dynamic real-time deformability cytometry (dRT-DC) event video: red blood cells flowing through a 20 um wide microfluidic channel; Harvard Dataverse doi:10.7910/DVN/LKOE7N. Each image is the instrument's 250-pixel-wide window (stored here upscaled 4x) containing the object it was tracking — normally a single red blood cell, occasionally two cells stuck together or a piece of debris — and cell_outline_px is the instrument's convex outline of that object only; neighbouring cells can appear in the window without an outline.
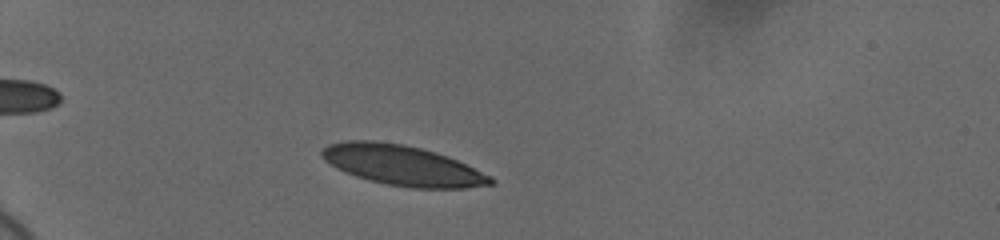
{"species": "human", "species_latin": "Homo sapiens", "temperature_condition": "cold", "stored_images_in_passage": 47, "camera_frame_rate_fps": 3000, "um_per_image_px": 0.085, "donor": {"sex": "female"}, "frame": {"image": 1, "passage_image": 7, "time_ms": 2.0, "image_size_px": [1000, 240], "cell_outline_px": [[496, 184], [464, 188], [412, 188], [388, 184], [368, 180], [344, 172], [336, 168], [324, 160], [320, 156], [320, 152], [328, 144], [344, 140], [372, 140], [404, 144], [436, 152], [448, 156], [492, 176], [496, 180]], "centroid_in_image_um": [34.21, 14.05], "position_along_channel_um": 50.8, "area_um2": 39.71}}
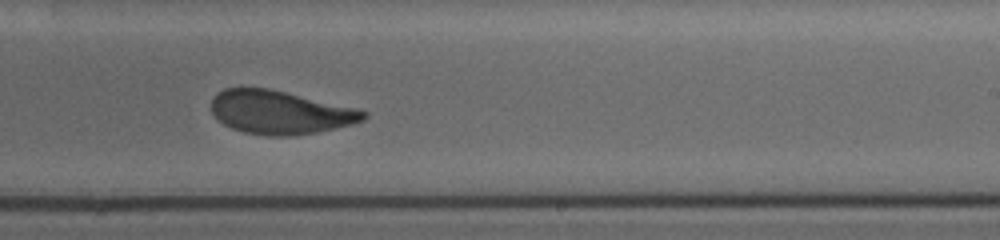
{"frame": {"image": 2, "passage_image": 28, "time_ms": 9.0, "image_size_px": [1000, 240], "cell_outline_px": [[368, 116], [364, 120], [352, 124], [316, 132], [288, 136], [268, 136], [244, 132], [232, 128], [224, 124], [212, 112], [212, 100], [224, 88], [268, 88], [356, 108], [368, 112]], "centroid_in_image_um": [23.83, 9.55], "position_along_channel_um": 265.2, "area_um2": 38.09}}
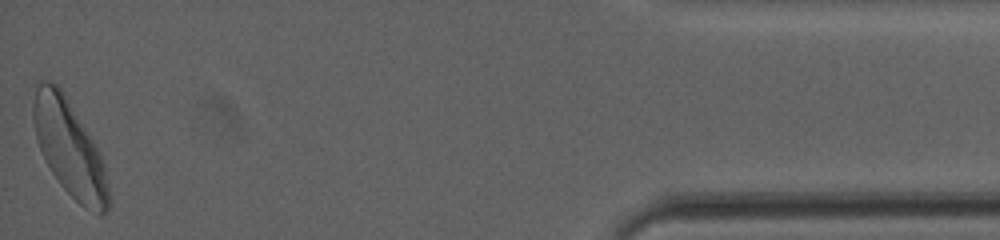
{"frame": {"image": 3, "passage_image": 47, "time_ms": 15.333, "image_size_px": [1000, 240], "cell_outline_px": [[112, 200], [108, 208], [100, 216], [84, 208], [60, 184], [52, 172], [36, 140], [32, 116], [32, 104], [36, 80], [48, 80], [56, 84], [60, 88], [100, 152]], "centroid_in_image_um": [5.89, 12.61], "position_along_channel_um": 429.3, "area_um2": 41.91}, "authors_computed_cell_mechanics": {"area_um2": 39.015, "velocity_mm_per_s": 3.6414, "shape_relaxation_time_tau1_ms": 2.9606, "shape_relaxation_time_tau2_ms": 1.2977, "deformation_change_tau1": 0.1308, "deformation_change_tau2": 0.0672}}